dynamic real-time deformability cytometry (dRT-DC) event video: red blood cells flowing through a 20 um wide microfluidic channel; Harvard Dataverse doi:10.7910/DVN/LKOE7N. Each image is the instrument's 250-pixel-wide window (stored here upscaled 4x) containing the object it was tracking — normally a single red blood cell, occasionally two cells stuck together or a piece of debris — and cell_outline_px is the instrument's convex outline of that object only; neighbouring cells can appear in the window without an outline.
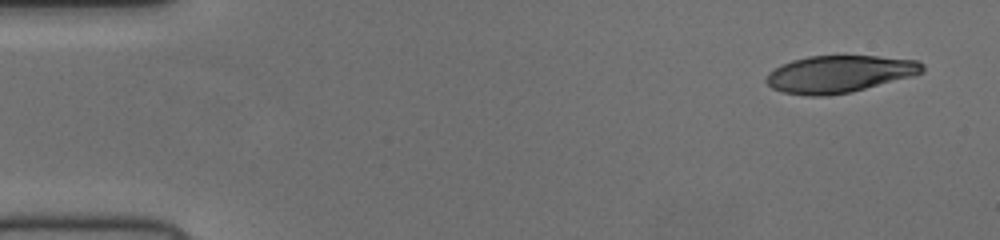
{"species": "human", "species_latin": "Homo sapiens", "temperature_condition": "cold", "stored_images_in_passage": 50, "camera_frame_rate_fps": 3000, "um_per_image_px": 0.085, "donor": {"sex": "female"}, "frame": {"image": 1, "passage_image": 1, "time_ms": 0.0, "image_size_px": [1000, 240], "cell_outline_px": [[924, 72], [912, 76], [852, 92], [828, 96], [808, 96], [784, 92], [772, 88], [764, 80], [768, 72], [780, 64], [792, 60], [808, 56], [876, 56], [916, 60], [924, 64]], "centroid_in_image_um": [71.32, 6.29], "position_along_channel_um": 13.7, "area_um2": 33.93}}
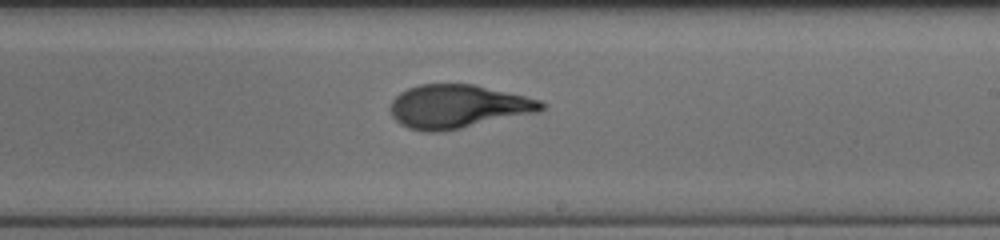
{"frame": {"image": 2, "passage_image": 29, "time_ms": 9.333, "image_size_px": [1000, 240], "cell_outline_px": [[544, 108], [536, 112], [460, 128], [440, 132], [424, 132], [408, 128], [400, 124], [392, 116], [392, 100], [400, 92], [408, 88], [420, 84], [472, 84], [524, 96], [540, 100], [544, 104]], "centroid_in_image_um": [38.87, 9.05], "position_along_channel_um": 250.1, "area_um2": 37.69}}
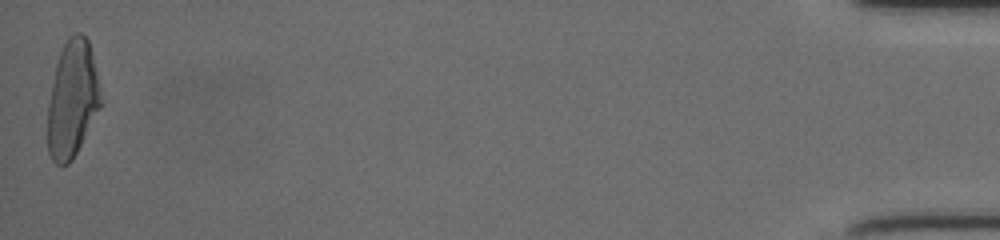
{"frame": {"image": 3, "passage_image": 50, "time_ms": 16.333, "image_size_px": [1000, 240], "cell_outline_px": [[104, 100], [72, 160], [68, 164], [56, 164], [52, 160], [48, 152], [48, 104], [56, 64], [60, 52], [64, 44], [76, 32], [80, 32], [88, 40]], "centroid_in_image_um": [6.16, 8.44], "position_along_channel_um": 429.0, "area_um2": 35.84}}